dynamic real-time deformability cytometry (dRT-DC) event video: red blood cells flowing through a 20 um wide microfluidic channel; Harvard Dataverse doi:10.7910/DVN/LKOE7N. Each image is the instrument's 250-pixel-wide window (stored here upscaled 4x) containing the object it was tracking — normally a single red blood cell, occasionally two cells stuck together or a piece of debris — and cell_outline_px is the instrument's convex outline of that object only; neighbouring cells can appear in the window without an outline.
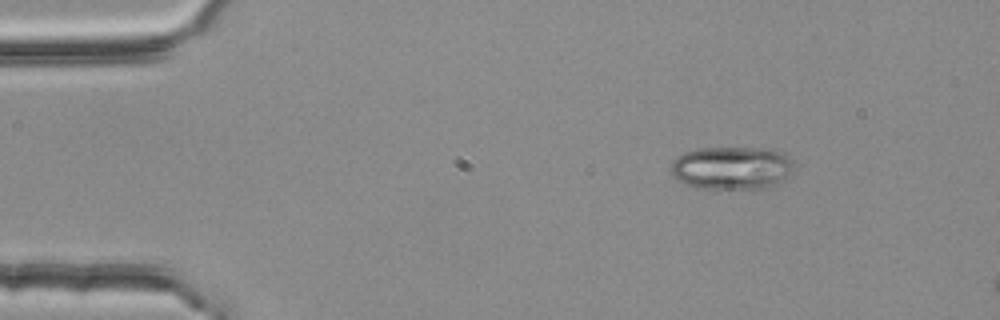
{"species": "common noctule bat (a hibernating species)", "species_latin": "Nyctalus noctula", "temperature_condition": "room temperature", "stored_images_in_passage": 4, "camera_frame_rate_fps": 3000, "um_per_image_px": 0.085, "animal": {"sex": "female", "body_mass_g": 25.1}, "frame": {"image": 1, "passage_image": 4, "time_ms": 1.0, "image_size_px": [1000, 320], "cell_outline_px": [[792, 172], [768, 188], [752, 192], [696, 188], [684, 184], [672, 176], [672, 160], [684, 152], [696, 148], [760, 148], [780, 152], [788, 156], [792, 160]], "centroid_in_image_um": [62.16, 14.33], "position_along_channel_um": 22.8, "area_um2": 31.67}}